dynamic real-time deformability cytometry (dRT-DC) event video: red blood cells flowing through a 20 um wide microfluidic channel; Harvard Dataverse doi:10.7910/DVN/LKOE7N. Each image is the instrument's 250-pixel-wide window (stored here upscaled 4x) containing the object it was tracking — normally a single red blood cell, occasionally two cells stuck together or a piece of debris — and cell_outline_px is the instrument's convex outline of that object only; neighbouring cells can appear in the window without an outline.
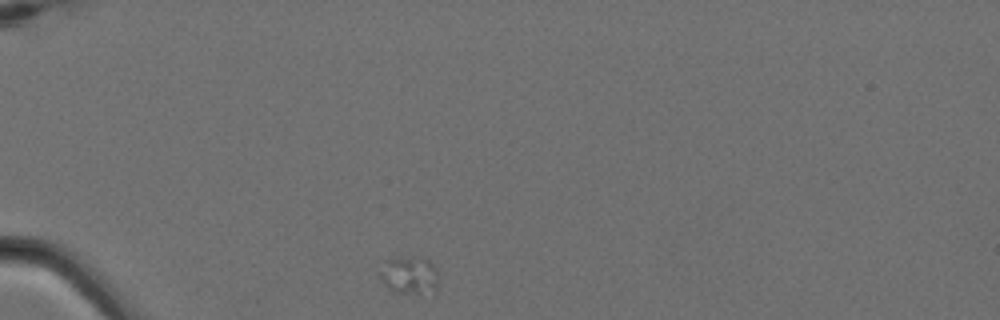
{"species": "Egyptian fruit bat (a non-hibernating species)", "species_latin": "Rousettus aegyptiacus", "temperature_condition": "cold", "stored_images_in_passage": 3, "camera_frame_rate_fps": 3000, "um_per_image_px": 0.085, "animal": {"sex": "female"}, "frame": {"image": 1, "passage_image": 1, "time_ms": 0.0, "image_size_px": [1000, 320], "cell_outline_px": [[436, 288], [416, 292], [396, 292], [388, 288], [384, 284], [380, 276], [380, 272], [384, 260], [412, 256], [420, 256], [428, 260], [432, 264], [436, 280]], "centroid_in_image_um": [34.71, 23.33], "position_along_channel_um": 50.3, "area_um2": 12.2}}